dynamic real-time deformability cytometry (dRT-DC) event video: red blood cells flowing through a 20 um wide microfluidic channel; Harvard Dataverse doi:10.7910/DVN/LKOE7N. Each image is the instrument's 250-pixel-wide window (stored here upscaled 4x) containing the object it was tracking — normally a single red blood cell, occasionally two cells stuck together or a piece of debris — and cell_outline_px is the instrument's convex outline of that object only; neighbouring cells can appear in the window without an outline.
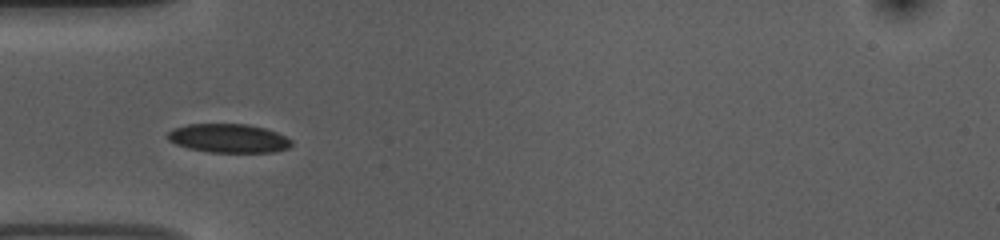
{"species": "common noctule bat (a hibernating species)", "species_latin": "Nyctalus noctula", "temperature_condition": "room temperature", "stored_images_in_passage": 26, "camera_frame_rate_fps": 3000, "um_per_image_px": 0.085, "animal": {"sex": "female", "body_mass_g": 10.0, "forearm_length_mm": 53.1}, "frame": {"image": 1, "passage_image": 1, "time_ms": 0.0, "image_size_px": [1000, 240], "cell_outline_px": [[292, 144], [288, 148], [272, 152], [208, 152], [188, 148], [176, 144], [168, 140], [168, 132], [172, 128], [188, 124], [248, 124], [264, 128], [276, 132], [292, 140]], "centroid_in_image_um": [19.41, 11.75], "position_along_channel_um": 65.6, "area_um2": 20.75}}
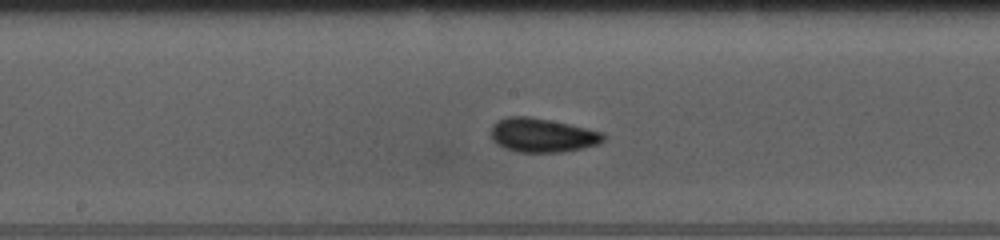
{"frame": {"image": 2, "passage_image": 12, "time_ms": 3.667, "image_size_px": [1000, 240], "cell_outline_px": [[608, 136], [600, 144], [560, 152], [516, 152], [504, 148], [496, 144], [492, 140], [492, 124], [496, 120], [508, 116], [528, 116], [588, 128], [604, 132]], "centroid_in_image_um": [46.1, 11.49], "position_along_channel_um": 202.1, "area_um2": 22.43}}
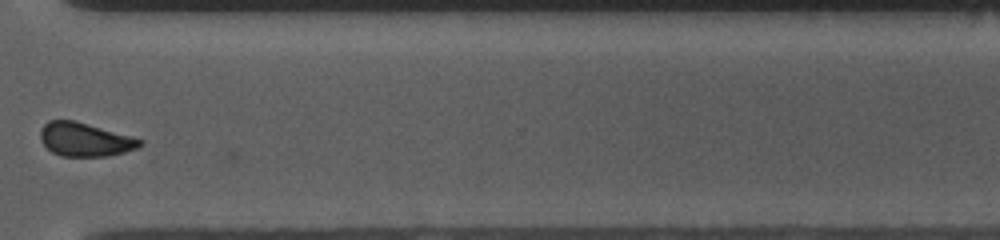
{"frame": {"image": 3, "passage_image": 25, "time_ms": 8.0, "image_size_px": [1000, 240], "cell_outline_px": [[144, 144], [140, 148], [108, 156], [60, 156], [52, 152], [40, 140], [40, 128], [48, 120], [76, 120], [144, 140]], "centroid_in_image_um": [7.23, 11.85], "position_along_channel_um": 363.4, "area_um2": 19.71}}